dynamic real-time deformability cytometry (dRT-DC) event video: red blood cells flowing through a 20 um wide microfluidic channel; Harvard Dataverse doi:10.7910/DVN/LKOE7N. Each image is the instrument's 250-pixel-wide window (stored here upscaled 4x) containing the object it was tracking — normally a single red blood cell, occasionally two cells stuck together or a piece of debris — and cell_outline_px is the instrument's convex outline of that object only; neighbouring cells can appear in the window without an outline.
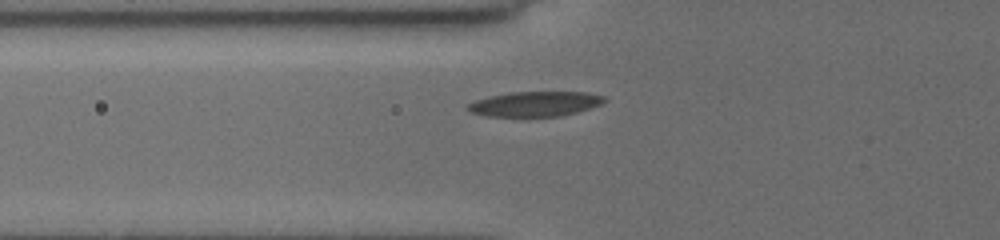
{"species": "common noctule bat (a hibernating species)", "species_latin": "Nyctalus noctula", "temperature_condition": "cold", "stored_images_in_passage": 12, "camera_frame_rate_fps": 3000, "um_per_image_px": 0.085, "animal": {"sex": "female", "body_mass_g": 19.5, "forearm_length_mm": 54.1}, "frame": {"image": 1, "passage_image": 7, "time_ms": 2.0, "image_size_px": [1000, 240], "cell_outline_px": [[608, 100], [604, 104], [576, 112], [560, 116], [484, 116], [472, 112], [464, 108], [464, 104], [488, 96], [508, 92], [588, 92], [604, 96]], "centroid_in_image_um": [45.47, 8.82], "position_along_channel_um": 80.3, "area_um2": 20.11}}
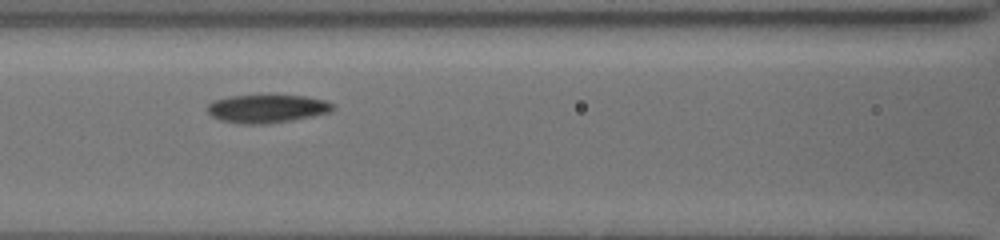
{"frame": {"image": 2, "passage_image": 10, "time_ms": 3.0, "image_size_px": [1000, 240], "cell_outline_px": [[336, 104], [328, 112], [312, 116], [288, 120], [260, 124], [244, 124], [224, 120], [212, 116], [208, 112], [208, 104], [212, 100], [228, 96], [304, 96], [324, 100]], "centroid_in_image_um": [22.67, 9.22], "position_along_channel_um": 143.9, "area_um2": 20.06}}
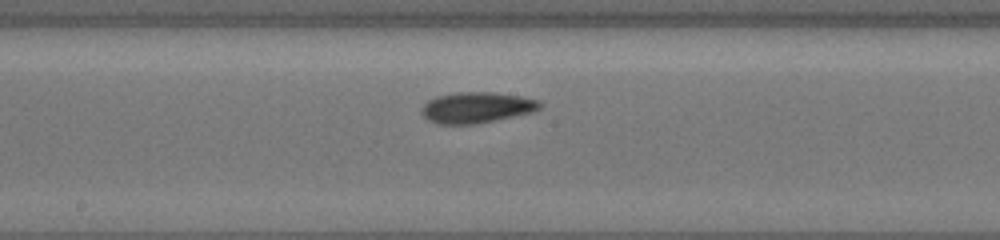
{"frame": {"image": 3, "passage_image": 12, "time_ms": 3.667, "image_size_px": [1000, 240], "cell_outline_px": [[544, 104], [540, 108], [532, 112], [496, 120], [476, 124], [436, 124], [428, 120], [420, 112], [420, 108], [428, 100], [436, 96], [460, 92], [492, 92], [520, 96], [540, 100]], "centroid_in_image_um": [40.5, 9.14], "position_along_channel_um": 207.7, "area_um2": 21.44}}